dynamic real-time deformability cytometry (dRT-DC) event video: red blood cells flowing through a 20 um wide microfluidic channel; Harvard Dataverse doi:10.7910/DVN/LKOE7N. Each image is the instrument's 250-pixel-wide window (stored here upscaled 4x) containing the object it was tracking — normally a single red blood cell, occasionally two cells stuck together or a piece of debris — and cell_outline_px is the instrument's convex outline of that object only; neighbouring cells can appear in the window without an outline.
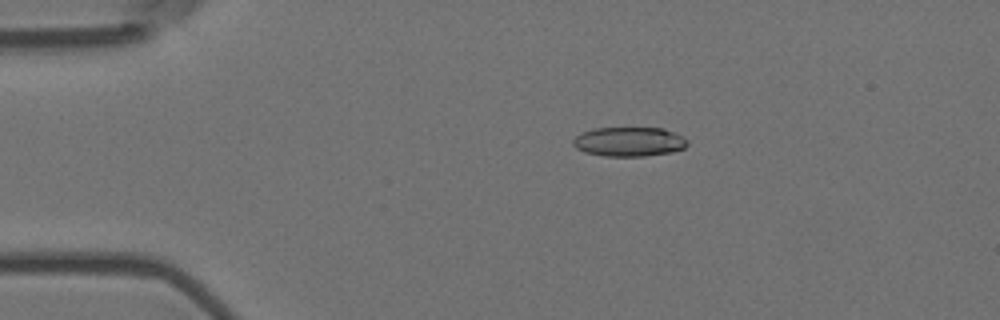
{"species": "Egyptian fruit bat (a non-hibernating species)", "species_latin": "Rousettus aegyptiacus", "temperature_condition": "room temperature", "stored_images_in_passage": 9, "camera_frame_rate_fps": 3000, "um_per_image_px": 0.085, "animal": {"sex": "female"}, "frame": {"image": 1, "passage_image": 4, "time_ms": 1.0, "image_size_px": [1000, 320], "cell_outline_px": [[688, 144], [684, 148], [672, 152], [644, 156], [604, 156], [584, 152], [576, 148], [572, 144], [572, 140], [580, 132], [592, 128], [664, 128], [684, 136], [688, 140]], "centroid_in_image_um": [53.46, 12.04], "position_along_channel_um": 31.5, "area_um2": 19.83}}
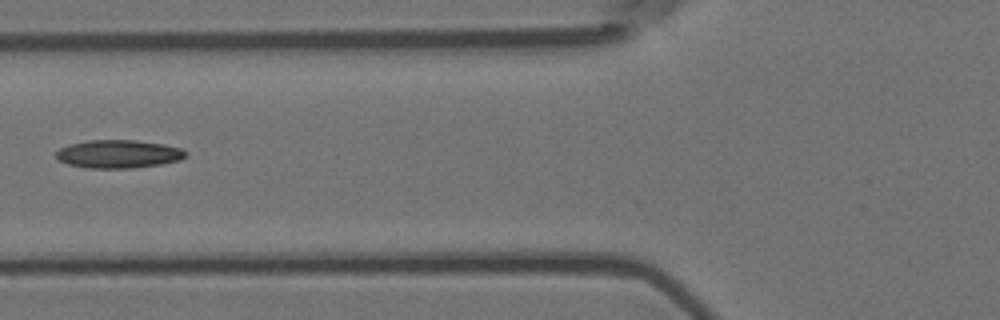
{"frame": {"image": 2, "passage_image": 7, "time_ms": 2.0, "image_size_px": [1000, 320], "cell_outline_px": [[188, 156], [180, 160], [160, 164], [132, 168], [84, 168], [68, 164], [60, 160], [56, 156], [56, 152], [60, 148], [68, 144], [88, 140], [136, 140], [164, 144], [180, 148], [188, 152]], "centroid_in_image_um": [10.08, 13.09], "position_along_channel_um": 115.7, "area_um2": 21.39}}
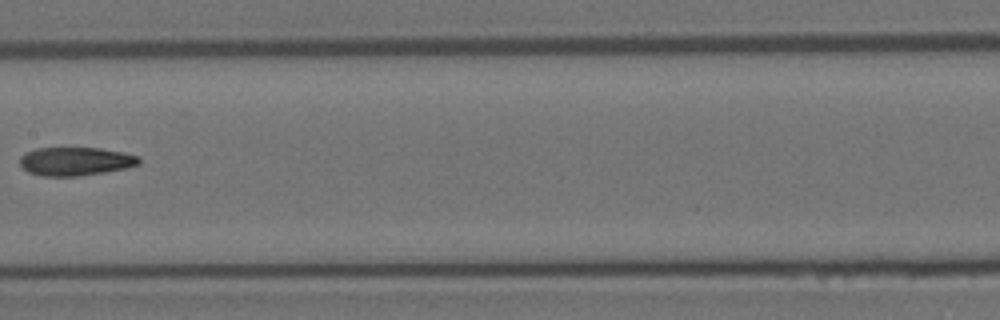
{"frame": {"image": 3, "passage_image": 9, "time_ms": 2.667, "image_size_px": [1000, 320], "cell_outline_px": [[140, 164], [128, 168], [80, 176], [40, 176], [28, 172], [20, 164], [20, 156], [24, 152], [36, 148], [100, 148], [124, 152], [140, 156]], "centroid_in_image_um": [6.43, 13.71], "position_along_channel_um": 201.0, "area_um2": 20.0}}